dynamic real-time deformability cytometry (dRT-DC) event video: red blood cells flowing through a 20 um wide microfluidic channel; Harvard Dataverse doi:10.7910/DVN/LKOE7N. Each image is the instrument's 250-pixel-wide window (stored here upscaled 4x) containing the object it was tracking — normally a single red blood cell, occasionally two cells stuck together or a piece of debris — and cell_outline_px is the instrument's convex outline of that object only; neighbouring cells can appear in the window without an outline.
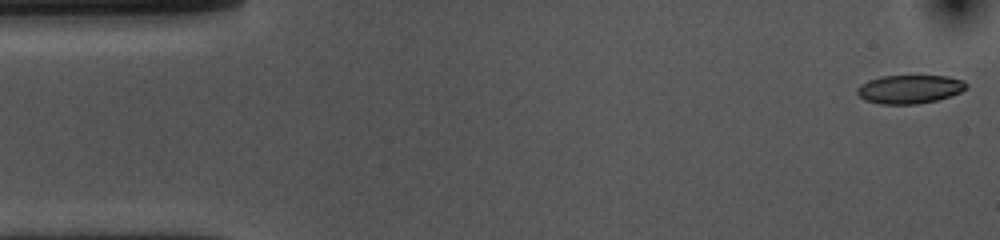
{"species": "common noctule bat (a hibernating species)", "species_latin": "Nyctalus noctula", "temperature_condition": "cold", "stored_images_in_passage": 10, "camera_frame_rate_fps": 3000, "um_per_image_px": 0.085, "animal": {"sex": "female", "body_mass_g": 10.0, "forearm_length_mm": 53.1}, "frame": {"image": 1, "passage_image": 1, "time_ms": 0.0, "image_size_px": [1000, 240], "cell_outline_px": [[968, 88], [960, 92], [936, 100], [916, 104], [880, 104], [864, 100], [856, 92], [856, 88], [860, 84], [868, 80], [880, 76], [944, 76], [964, 80], [968, 84]], "centroid_in_image_um": [77.29, 7.58], "position_along_channel_um": 7.7, "area_um2": 18.21}}